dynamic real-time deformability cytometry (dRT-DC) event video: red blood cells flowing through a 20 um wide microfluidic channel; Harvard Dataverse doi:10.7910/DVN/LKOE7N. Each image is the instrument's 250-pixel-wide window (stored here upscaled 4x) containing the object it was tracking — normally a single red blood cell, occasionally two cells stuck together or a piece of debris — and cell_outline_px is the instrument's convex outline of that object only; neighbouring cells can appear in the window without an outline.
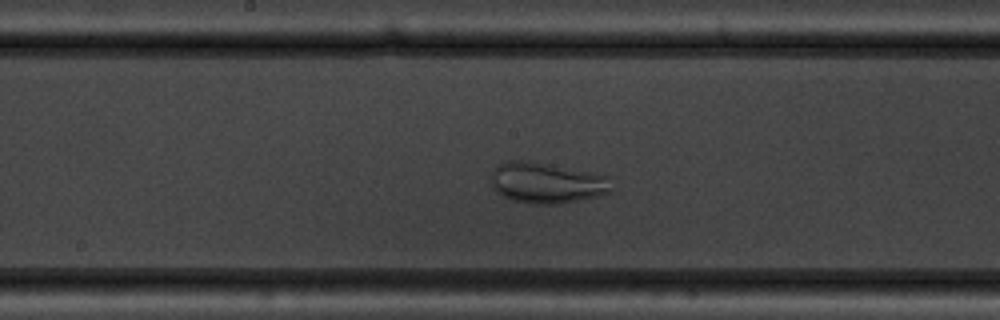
{"species": "common noctule bat (a hibernating species)", "species_latin": "Nyctalus noctula", "temperature_condition": "warm", "stored_images_in_passage": 49, "camera_frame_rate_fps": 3000, "um_per_image_px": 0.085, "animal": {"sex": "male", "body_mass_g": 19.5, "forearm_length_mm": 54.6}, "frame": {"image": 1, "passage_image": 24, "time_ms": 7.667, "image_size_px": [1000, 320], "cell_outline_px": [[608, 192], [596, 196], [564, 204], [528, 204], [512, 200], [496, 192], [492, 188], [492, 168], [496, 164], [508, 160], [528, 160], [592, 172], [608, 176]], "centroid_in_image_um": [46.38, 15.53], "position_along_channel_um": 201.8, "area_um2": 28.78}}
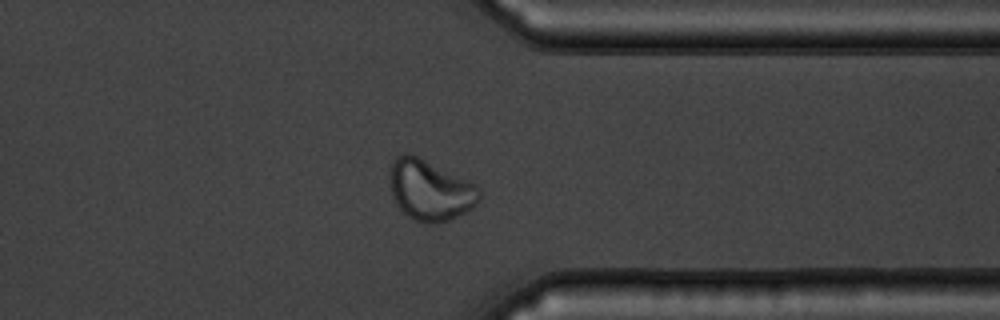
{"frame": {"image": 2, "passage_image": 38, "time_ms": 12.333, "image_size_px": [1000, 320], "cell_outline_px": [[480, 200], [472, 208], [448, 220], [436, 224], [428, 224], [416, 220], [408, 216], [396, 204], [392, 196], [388, 176], [392, 164], [396, 156], [404, 152], [408, 152], [468, 180], [480, 192]], "centroid_in_image_um": [36.51, 16.16], "position_along_channel_um": 374.9, "area_um2": 31.39}}
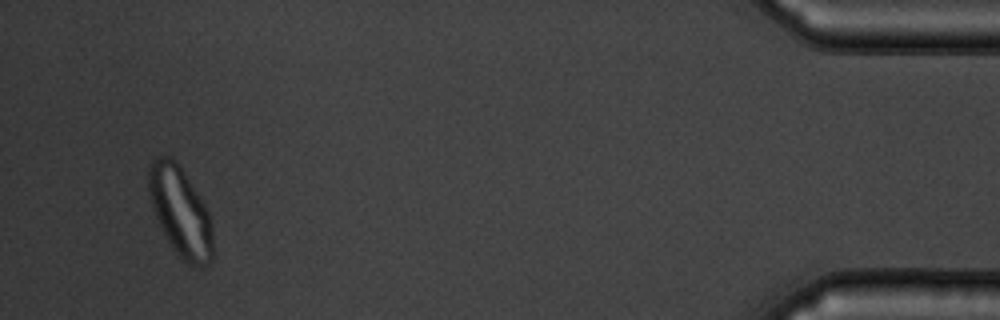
{"frame": {"image": 3, "passage_image": 47, "time_ms": 15.333, "image_size_px": [1000, 320], "cell_outline_px": [[212, 264], [188, 264], [172, 248], [152, 208], [148, 192], [148, 164], [156, 156], [172, 156], [176, 160], [208, 208], [212, 224]], "centroid_in_image_um": [15.32, 17.93], "position_along_channel_um": 419.9, "area_um2": 33.47}}